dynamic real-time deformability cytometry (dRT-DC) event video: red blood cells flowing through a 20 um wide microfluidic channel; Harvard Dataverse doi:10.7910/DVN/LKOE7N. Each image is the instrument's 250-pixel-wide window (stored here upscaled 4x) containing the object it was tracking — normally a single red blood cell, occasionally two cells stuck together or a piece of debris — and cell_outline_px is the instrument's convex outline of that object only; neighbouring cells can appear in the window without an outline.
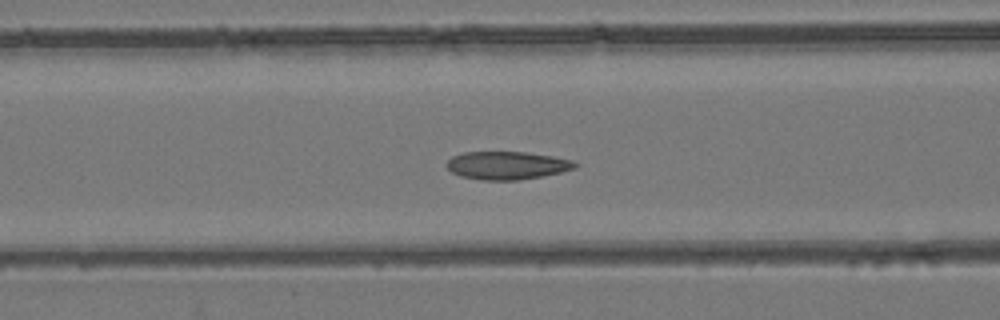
{"species": "common noctule bat (a hibernating species)", "species_latin": "Nyctalus noctula", "temperature_condition": "room temperature", "stored_images_in_passage": 54, "camera_frame_rate_fps": 3000, "um_per_image_px": 0.085, "animal": {"sex": "female", "body_mass_g": 24.6, "forearm_length_mm": 56.2}, "frame": {"image": 1, "passage_image": 21, "time_ms": 6.667, "image_size_px": [1000, 320], "cell_outline_px": [[580, 164], [576, 168], [560, 172], [520, 180], [480, 180], [460, 176], [452, 172], [444, 164], [452, 156], [464, 152], [524, 152], [552, 156], [572, 160]], "centroid_in_image_um": [43.08, 14.06], "position_along_channel_um": 123.5, "area_um2": 20.98}}
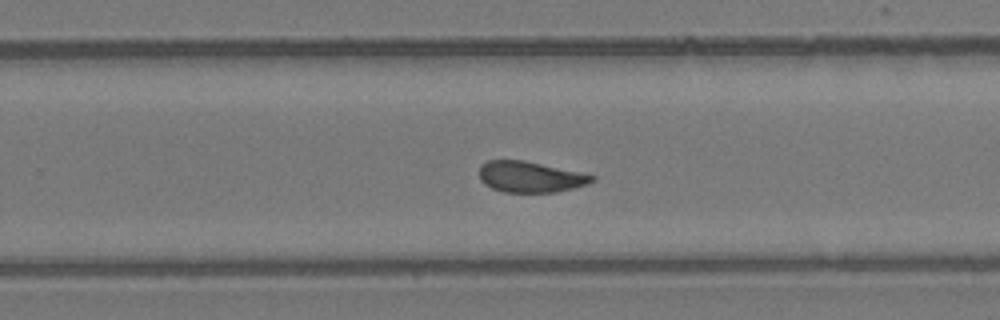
{"frame": {"image": 2, "passage_image": 34, "time_ms": 11.0, "image_size_px": [1000, 320], "cell_outline_px": [[596, 180], [588, 184], [556, 192], [504, 192], [492, 188], [484, 184], [480, 180], [480, 164], [488, 160], [524, 160], [596, 176]], "centroid_in_image_um": [45.05, 15.03], "position_along_channel_um": 284.8, "area_um2": 20.23}}
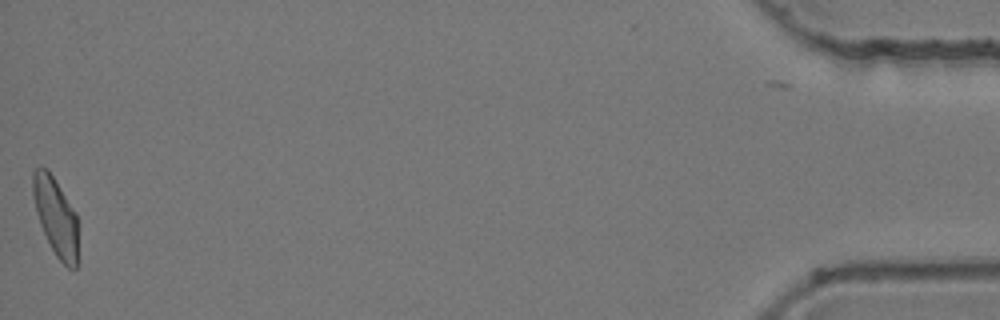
{"frame": {"image": 3, "passage_image": 54, "time_ms": 17.667, "image_size_px": [1000, 320], "cell_outline_px": [[76, 268], [68, 268], [56, 256], [40, 224], [36, 212], [32, 196], [32, 172], [40, 164], [48, 168], [76, 212]], "centroid_in_image_um": [4.69, 18.31], "position_along_channel_um": 430.5, "area_um2": 20.4}, "authors_computed_cell_mechanics": {"area_um2": 21.3571, "velocity_mm_per_s": 3.7261, "shape_relaxation_time_tau1_ms": 10.3304, "shape_relaxation_time_tau2_ms": 2.2336, "deformation_change_tau1": 0.1881, "deformation_change_tau2": 0.0773}}